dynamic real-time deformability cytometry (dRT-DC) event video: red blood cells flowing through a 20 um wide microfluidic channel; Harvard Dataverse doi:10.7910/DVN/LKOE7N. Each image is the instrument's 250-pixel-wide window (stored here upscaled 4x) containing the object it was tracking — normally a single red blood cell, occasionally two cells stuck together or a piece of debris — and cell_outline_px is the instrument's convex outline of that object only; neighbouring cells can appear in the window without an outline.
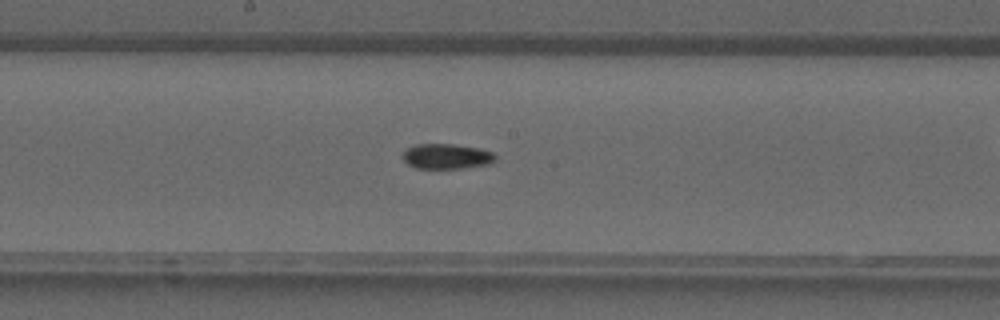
{"species": "common noctule bat (a hibernating species)", "species_latin": "Nyctalus noctula", "temperature_condition": "warm", "stored_images_in_passage": 38, "camera_frame_rate_fps": 3000, "um_per_image_px": 0.085, "animal": {"sex": "male", "forearm_length_mm": 52.5}, "frame": {"image": 1, "passage_image": 18, "time_ms": 5.667, "image_size_px": [1000, 320], "cell_outline_px": [[496, 160], [492, 164], [464, 168], [416, 168], [408, 164], [400, 156], [408, 148], [416, 144], [452, 144], [480, 148], [492, 152], [496, 156]], "centroid_in_image_um": [37.99, 13.29], "position_along_channel_um": 210.2, "area_um2": 13.7}}
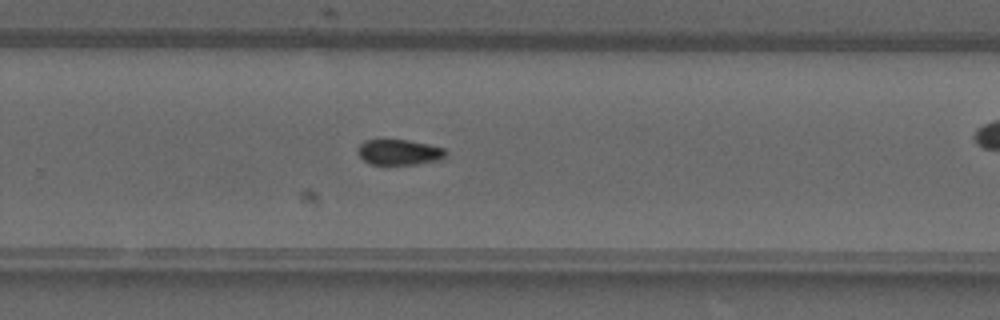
{"frame": {"image": 2, "passage_image": 23, "time_ms": 7.333, "image_size_px": [1000, 320], "cell_outline_px": [[448, 152], [440, 160], [416, 164], [372, 164], [364, 160], [356, 152], [356, 148], [364, 140], [408, 140], [428, 144], [444, 148]], "centroid_in_image_um": [33.92, 12.93], "position_along_channel_um": 295.9, "area_um2": 13.06}}
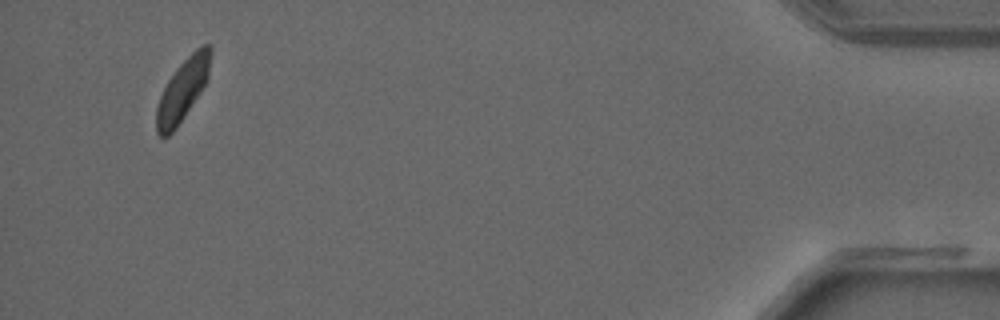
{"frame": {"image": 3, "passage_image": 38, "time_ms": 12.333, "image_size_px": [1000, 320], "cell_outline_px": [[212, 52], [208, 76], [200, 92], [176, 128], [168, 136], [160, 136], [156, 132], [156, 108], [160, 96], [168, 80], [176, 68], [196, 48], [204, 44], [208, 44], [212, 48]], "centroid_in_image_um": [15.52, 7.63], "position_along_channel_um": 419.7, "area_um2": 19.19}}